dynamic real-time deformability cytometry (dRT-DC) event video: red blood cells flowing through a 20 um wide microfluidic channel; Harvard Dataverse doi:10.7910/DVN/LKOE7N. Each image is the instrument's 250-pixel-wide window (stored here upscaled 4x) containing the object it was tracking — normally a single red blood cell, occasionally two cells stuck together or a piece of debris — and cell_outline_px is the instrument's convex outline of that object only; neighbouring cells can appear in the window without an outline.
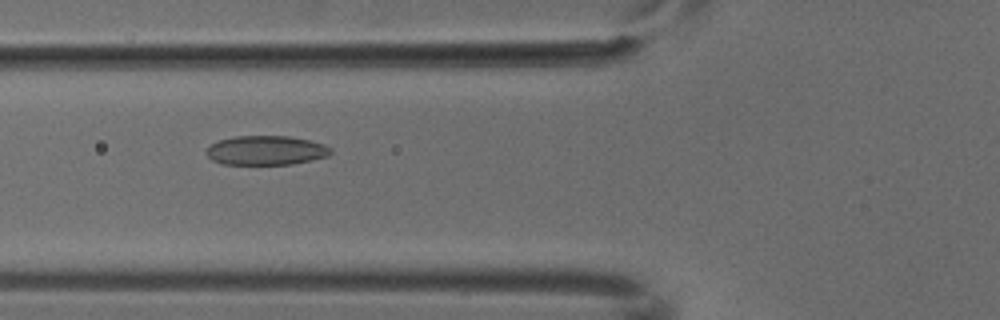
{"species": "common noctule bat (a hibernating species)", "species_latin": "Nyctalus noctula", "temperature_condition": "cold", "stored_images_in_passage": 8, "camera_frame_rate_fps": 3000, "um_per_image_px": 0.085, "animal": {"sex": "male", "body_mass_g": 18.8}, "frame": {"image": 1, "passage_image": 6, "time_ms": 1.667, "image_size_px": [1000, 320], "cell_outline_px": [[332, 152], [328, 156], [312, 160], [292, 164], [220, 164], [212, 160], [208, 156], [208, 148], [212, 144], [220, 140], [236, 136], [288, 136], [308, 140], [324, 144], [332, 148]], "centroid_in_image_um": [22.65, 12.78], "position_along_channel_um": 103.2, "area_um2": 21.1}}
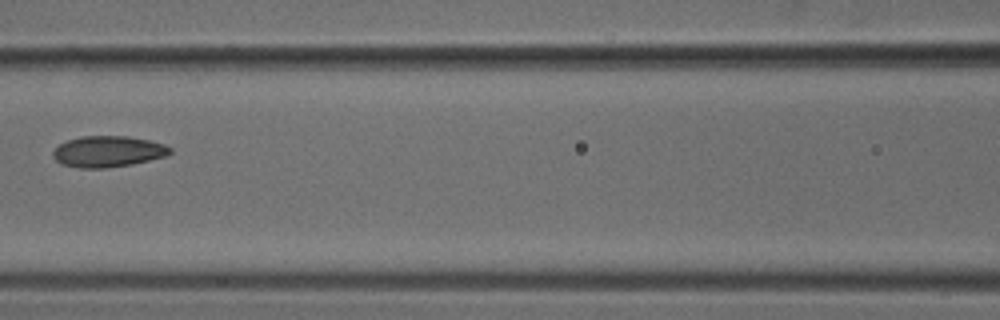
{"frame": {"image": 2, "passage_image": 7, "time_ms": 2.0, "image_size_px": [1000, 320], "cell_outline_px": [[172, 152], [168, 156], [132, 164], [108, 168], [80, 168], [60, 164], [52, 156], [52, 152], [60, 144], [68, 140], [84, 136], [128, 136], [148, 140], [164, 144], [172, 148]], "centroid_in_image_um": [9.2, 12.89], "position_along_channel_um": 157.4, "area_um2": 21.33}}
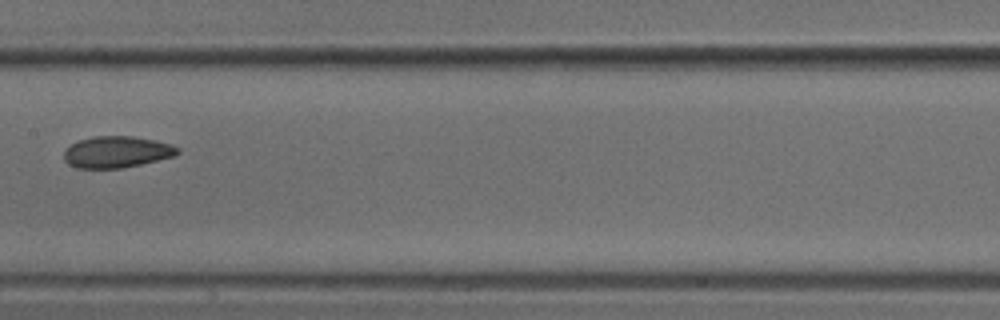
{"frame": {"image": 3, "passage_image": 8, "time_ms": 2.333, "image_size_px": [1000, 320], "cell_outline_px": [[180, 152], [176, 156], [140, 164], [120, 168], [76, 168], [68, 164], [64, 160], [64, 152], [72, 144], [80, 140], [92, 136], [132, 136], [172, 144], [180, 148]], "centroid_in_image_um": [9.94, 12.92], "position_along_channel_um": 197.5, "area_um2": 20.81}}